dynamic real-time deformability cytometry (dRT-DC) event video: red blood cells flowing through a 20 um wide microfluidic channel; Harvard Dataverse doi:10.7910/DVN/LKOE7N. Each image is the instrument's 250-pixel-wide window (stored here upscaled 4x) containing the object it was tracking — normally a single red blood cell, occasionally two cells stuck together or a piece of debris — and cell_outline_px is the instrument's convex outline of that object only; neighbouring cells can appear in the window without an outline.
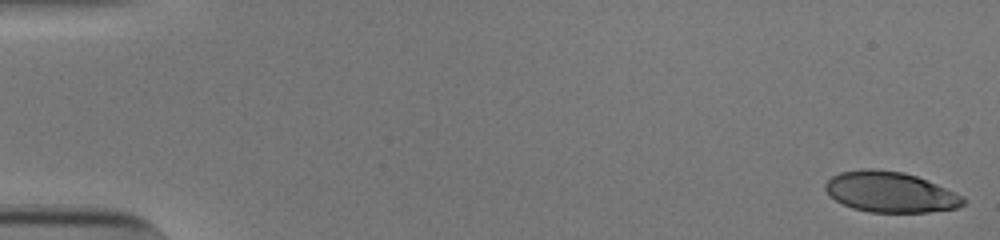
{"species": "human", "species_latin": "Homo sapiens", "temperature_condition": "cold", "stored_images_in_passage": 53, "camera_frame_rate_fps": 3000, "um_per_image_px": 0.085, "donor": {"sex": "male"}, "frame": {"image": 1, "passage_image": 1, "time_ms": 0.0, "image_size_px": [1000, 240], "cell_outline_px": [[968, 200], [964, 204], [956, 208], [928, 212], [868, 212], [852, 208], [836, 200], [824, 188], [824, 184], [832, 176], [840, 172], [864, 168], [868, 168], [904, 172], [916, 176], [956, 192], [964, 196]], "centroid_in_image_um": [75.69, 16.32], "position_along_channel_um": 9.3, "area_um2": 32.6}}
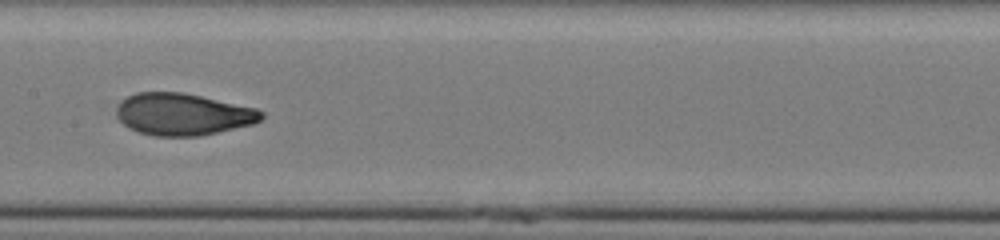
{"frame": {"image": 2, "passage_image": 28, "time_ms": 9.0, "image_size_px": [1000, 240], "cell_outline_px": [[264, 116], [260, 120], [252, 124], [200, 136], [156, 136], [140, 132], [128, 128], [120, 120], [116, 112], [116, 108], [120, 100], [136, 92], [180, 92], [200, 96], [256, 108], [264, 112]], "centroid_in_image_um": [15.52, 9.71], "position_along_channel_um": 191.9, "area_um2": 35.26}}
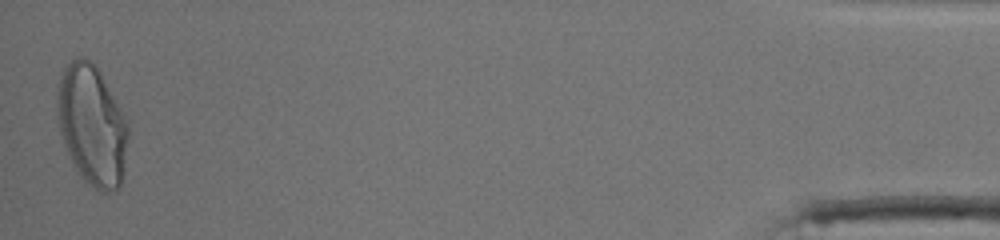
{"frame": {"image": 3, "passage_image": 53, "time_ms": 17.333, "image_size_px": [1000, 240], "cell_outline_px": [[132, 120], [124, 172], [120, 188], [108, 192], [100, 192], [84, 180], [76, 172], [64, 144], [60, 132], [56, 112], [56, 92], [60, 76], [64, 68], [76, 56], [84, 56], [96, 64]], "centroid_in_image_um": [7.88, 10.6], "position_along_channel_um": 427.3, "area_um2": 51.85}, "authors_computed_cell_mechanics": {"area_um2": 35.2002, "velocity_mm_per_s": 3.8388, "shape_relaxation_time_tau1_ms": 5.2214, "shape_relaxation_time_tau2_ms": 0.9993, "deformation_change_tau1": 0.2048, "deformation_change_tau2": 0.0657}}